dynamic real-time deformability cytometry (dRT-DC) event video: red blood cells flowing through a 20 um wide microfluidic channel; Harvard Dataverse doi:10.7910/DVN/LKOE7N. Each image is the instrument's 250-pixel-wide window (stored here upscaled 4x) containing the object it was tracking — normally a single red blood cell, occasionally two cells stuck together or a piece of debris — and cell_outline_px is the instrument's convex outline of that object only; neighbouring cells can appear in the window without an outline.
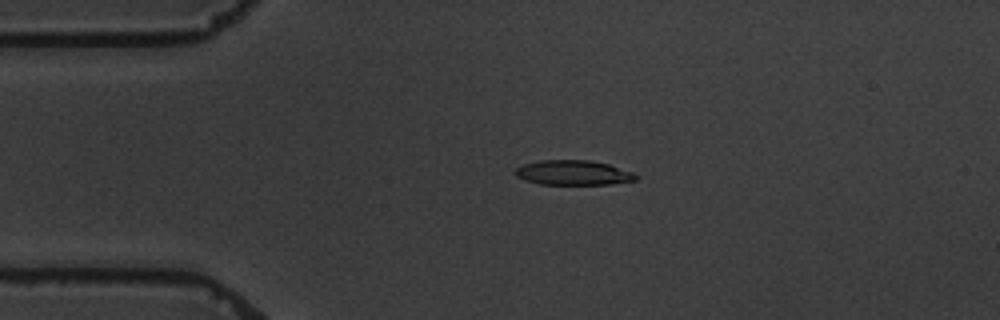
{"species": "common noctule bat (a hibernating species)", "species_latin": "Nyctalus noctula", "temperature_condition": "warm", "stored_images_in_passage": 4, "camera_frame_rate_fps": 3000, "um_per_image_px": 0.085, "animal": {"sex": "male", "body_mass_g": 19.5, "forearm_length_mm": 54.6}, "frame": {"image": 1, "passage_image": 3, "time_ms": 2.333, "image_size_px": [1000, 320], "cell_outline_px": [[636, 180], [608, 184], [540, 184], [524, 180], [516, 176], [512, 172], [516, 168], [524, 164], [540, 160], [588, 160], [608, 164], [632, 172], [636, 176]], "centroid_in_image_um": [48.66, 14.68], "position_along_channel_um": 36.3, "area_um2": 17.28}}